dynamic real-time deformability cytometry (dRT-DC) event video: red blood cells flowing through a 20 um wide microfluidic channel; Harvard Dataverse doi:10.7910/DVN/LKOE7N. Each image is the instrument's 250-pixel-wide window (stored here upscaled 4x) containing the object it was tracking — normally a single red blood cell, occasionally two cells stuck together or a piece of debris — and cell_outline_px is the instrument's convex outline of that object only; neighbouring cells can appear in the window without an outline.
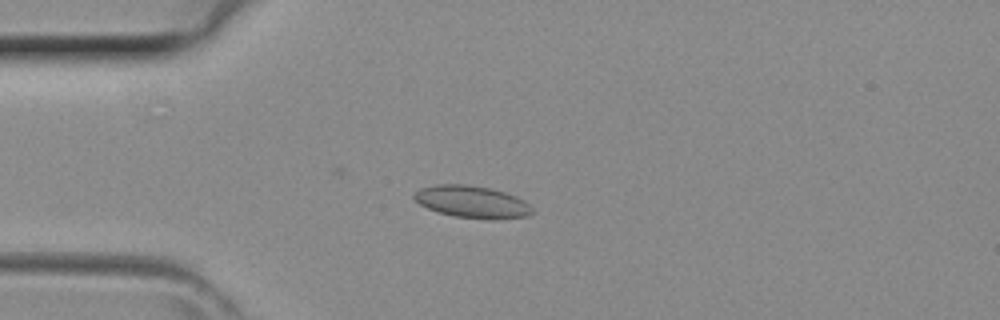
{"species": "common noctule bat (a hibernating species)", "species_latin": "Nyctalus noctula", "temperature_condition": "room temperature", "stored_images_in_passage": 41, "camera_frame_rate_fps": 3000, "um_per_image_px": 0.085, "animal": {"sex": "female", "body_mass_g": 29.2, "forearm_length_mm": 56.3}, "frame": {"image": 1, "passage_image": 10, "time_ms": 3.0, "image_size_px": [1000, 320], "cell_outline_px": [[532, 212], [528, 216], [452, 216], [428, 208], [420, 204], [412, 196], [420, 188], [436, 184], [468, 184], [492, 188], [516, 196], [524, 200], [532, 208]], "centroid_in_image_um": [40.05, 17.08], "position_along_channel_um": 44.9, "area_um2": 21.1}}
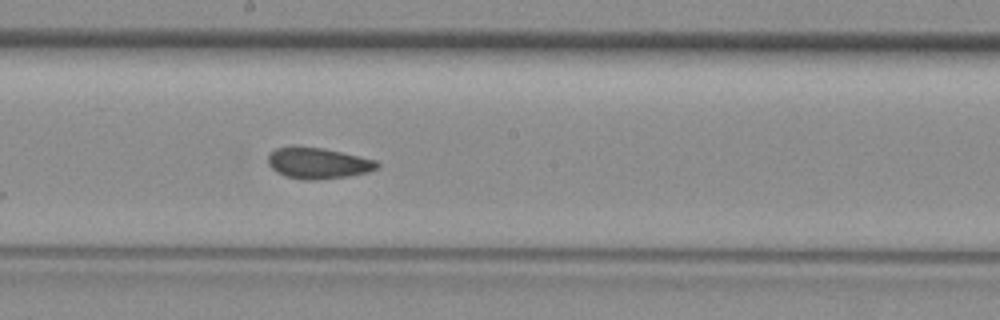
{"frame": {"image": 2, "passage_image": 22, "time_ms": 7.0, "image_size_px": [1000, 320], "cell_outline_px": [[380, 164], [376, 168], [368, 172], [348, 176], [320, 180], [304, 180], [284, 176], [276, 172], [268, 164], [268, 152], [276, 148], [292, 144], [324, 148], [376, 160]], "centroid_in_image_um": [26.96, 13.85], "position_along_channel_um": 221.2, "area_um2": 20.23}}
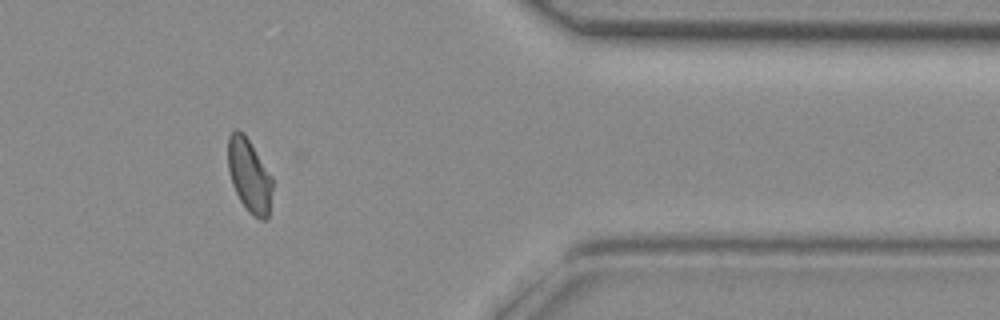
{"frame": {"image": 3, "passage_image": 34, "time_ms": 11.0, "image_size_px": [1000, 320], "cell_outline_px": [[272, 188], [268, 216], [264, 220], [260, 220], [252, 216], [248, 212], [240, 200], [232, 184], [228, 168], [228, 136], [236, 128], [244, 132], [272, 176]], "centroid_in_image_um": [21.18, 14.91], "position_along_channel_um": 390.2, "area_um2": 19.07}}